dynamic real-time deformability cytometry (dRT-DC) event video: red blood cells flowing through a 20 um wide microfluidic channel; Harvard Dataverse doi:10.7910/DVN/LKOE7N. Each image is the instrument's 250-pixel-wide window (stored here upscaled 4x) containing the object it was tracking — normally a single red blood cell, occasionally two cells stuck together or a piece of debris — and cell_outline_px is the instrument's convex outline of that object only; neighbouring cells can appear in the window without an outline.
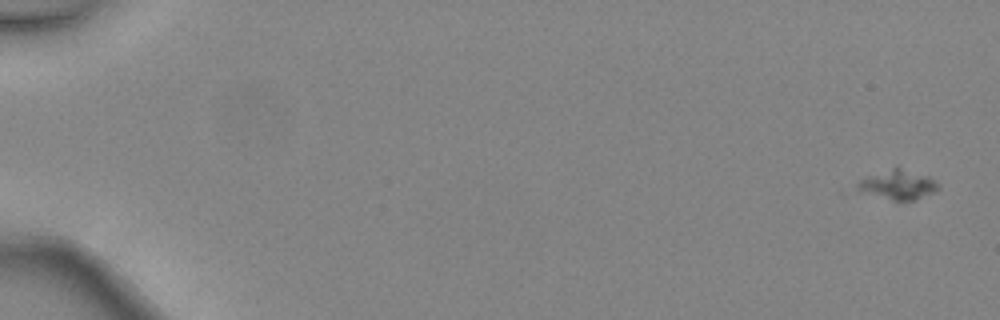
{"species": "common noctule bat (a hibernating species)", "species_latin": "Nyctalus noctula", "temperature_condition": "warm", "stored_images_in_passage": 6, "camera_frame_rate_fps": 3000, "um_per_image_px": 0.085, "animal": {"sex": "female", "body_mass_g": 24.6, "forearm_length_mm": 56.2}, "frame": {"image": 1, "passage_image": 1, "time_ms": 0.0, "image_size_px": [1000, 320], "cell_outline_px": [[940, 188], [936, 192], [916, 200], [892, 200], [860, 192], [856, 188], [856, 184], [860, 180], [868, 176], [892, 168], [900, 168], [928, 176], [940, 184]], "centroid_in_image_um": [76.35, 15.72], "position_along_channel_um": 8.6, "area_um2": 13.81}}
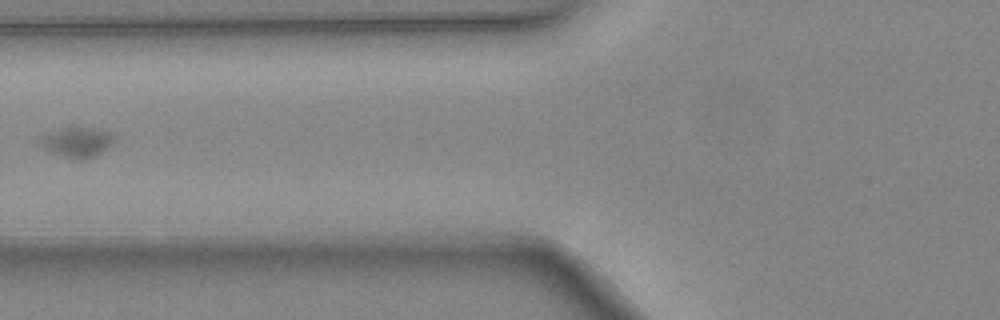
{"frame": {"image": 2, "passage_image": 6, "time_ms": 1.667, "image_size_px": [1000, 320], "cell_outline_px": [[116, 136], [112, 144], [108, 148], [96, 156], [80, 160], [76, 160], [44, 148], [40, 140], [44, 136], [68, 124], [76, 124], [104, 128]], "centroid_in_image_um": [6.67, 12.0], "position_along_channel_um": 119.1, "area_um2": 13.47}}